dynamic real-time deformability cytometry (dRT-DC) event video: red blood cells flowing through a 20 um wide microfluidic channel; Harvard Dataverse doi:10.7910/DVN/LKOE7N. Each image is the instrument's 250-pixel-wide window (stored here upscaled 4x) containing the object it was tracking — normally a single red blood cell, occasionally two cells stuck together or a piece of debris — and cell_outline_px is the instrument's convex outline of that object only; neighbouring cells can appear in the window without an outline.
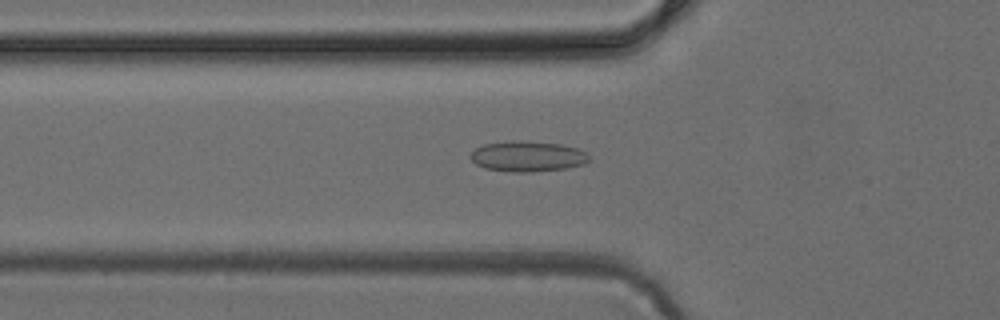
{"species": "common noctule bat (a hibernating species)", "species_latin": "Nyctalus noctula", "temperature_condition": "cold", "stored_images_in_passage": 49, "camera_frame_rate_fps": 3000, "um_per_image_px": 0.085, "animal": {"sex": "female", "body_mass_g": 24.6, "forearm_length_mm": 56.2}, "frame": {"image": 1, "passage_image": 17, "time_ms": 5.333, "image_size_px": [1000, 320], "cell_outline_px": [[592, 160], [584, 164], [568, 168], [532, 172], [512, 172], [484, 168], [476, 164], [468, 156], [476, 148], [484, 144], [516, 140], [560, 144], [576, 148], [584, 152]], "centroid_in_image_um": [44.84, 13.3], "position_along_channel_um": 81.0, "area_um2": 21.1}}
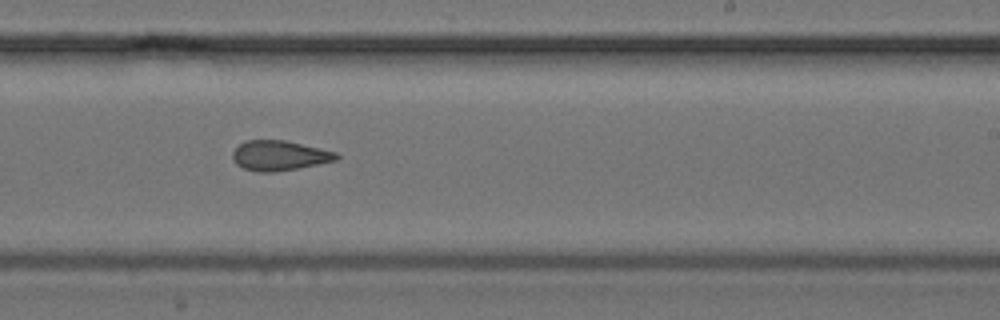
{"frame": {"image": 2, "passage_image": 30, "time_ms": 9.667, "image_size_px": [1000, 320], "cell_outline_px": [[340, 156], [336, 160], [296, 168], [272, 172], [256, 172], [244, 168], [236, 164], [232, 160], [232, 152], [244, 140], [284, 140], [320, 148], [336, 152]], "centroid_in_image_um": [23.7, 13.22], "position_along_channel_um": 265.3, "area_um2": 17.98}}
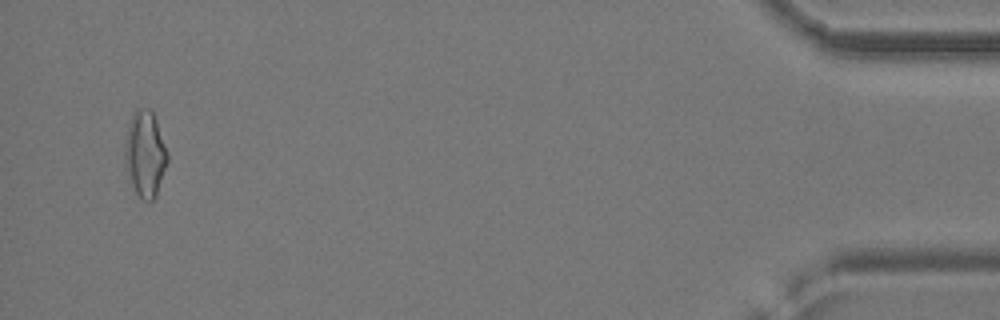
{"frame": {"image": 3, "passage_image": 47, "time_ms": 15.333, "image_size_px": [1000, 320], "cell_outline_px": [[168, 160], [156, 196], [152, 204], [140, 200], [124, 168], [124, 140], [128, 124], [132, 112], [136, 108], [152, 108], [168, 152]], "centroid_in_image_um": [12.31, 13.08], "position_along_channel_um": 422.9, "area_um2": 22.08}}